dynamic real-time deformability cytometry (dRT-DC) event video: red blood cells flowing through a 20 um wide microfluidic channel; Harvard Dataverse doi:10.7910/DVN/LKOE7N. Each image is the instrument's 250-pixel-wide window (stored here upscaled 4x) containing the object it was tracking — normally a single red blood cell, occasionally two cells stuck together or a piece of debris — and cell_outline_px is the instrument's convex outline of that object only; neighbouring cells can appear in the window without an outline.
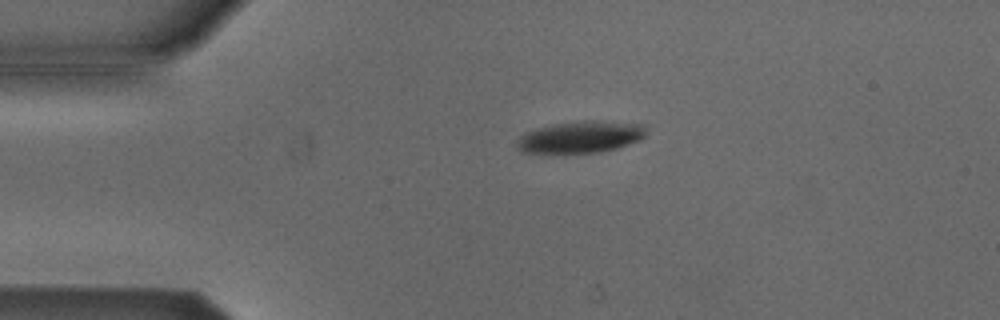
{"species": "Egyptian fruit bat (a non-hibernating species)", "species_latin": "Rousettus aegyptiacus", "temperature_condition": "cold", "stored_images_in_passage": 44, "camera_frame_rate_fps": 3000, "um_per_image_px": 0.085, "animal": {"sex": "male"}, "frame": {"image": 1, "passage_image": 2, "time_ms": 0.333, "image_size_px": [1000, 320], "cell_outline_px": [[644, 136], [636, 140], [612, 148], [596, 152], [564, 156], [520, 152], [516, 148], [516, 144], [520, 136], [524, 132], [536, 128], [552, 124], [584, 120], [612, 120], [644, 124]], "centroid_in_image_um": [49.21, 11.66], "position_along_channel_um": 35.8, "area_um2": 24.74}}
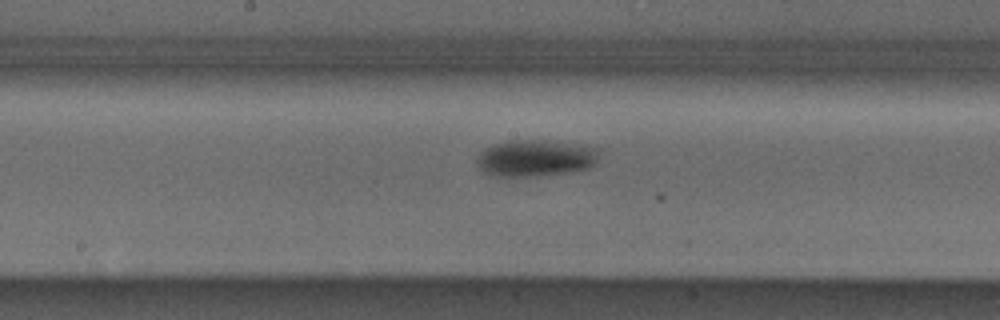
{"frame": {"image": 2, "passage_image": 18, "time_ms": 5.667, "image_size_px": [1000, 320], "cell_outline_px": [[600, 148], [596, 164], [592, 168], [568, 172], [536, 176], [496, 176], [484, 172], [476, 164], [476, 160], [480, 152], [484, 148], [508, 140], [544, 140]], "centroid_in_image_um": [45.52, 13.44], "position_along_channel_um": 202.7, "area_um2": 26.18}}
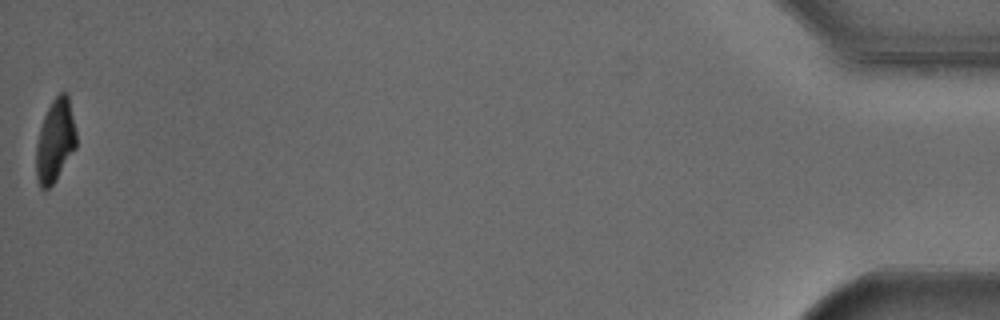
{"frame": {"image": 3, "passage_image": 44, "time_ms": 14.333, "image_size_px": [1000, 320], "cell_outline_px": [[76, 148], [56, 180], [48, 188], [40, 188], [36, 176], [36, 144], [40, 128], [44, 116], [52, 100], [60, 92], [68, 92], [76, 132]], "centroid_in_image_um": [4.69, 11.95], "position_along_channel_um": 430.5, "area_um2": 19.42}, "authors_computed_cell_mechanics": {"area_um2": 24.8829, "velocity_mm_per_s": 3.8133, "shape_relaxation_time_tau1_ms": 1.8977, "shape_relaxation_time_tau2_ms": null, "deformation_change_tau1": 0.1207, "deformation_change_tau2": null}}